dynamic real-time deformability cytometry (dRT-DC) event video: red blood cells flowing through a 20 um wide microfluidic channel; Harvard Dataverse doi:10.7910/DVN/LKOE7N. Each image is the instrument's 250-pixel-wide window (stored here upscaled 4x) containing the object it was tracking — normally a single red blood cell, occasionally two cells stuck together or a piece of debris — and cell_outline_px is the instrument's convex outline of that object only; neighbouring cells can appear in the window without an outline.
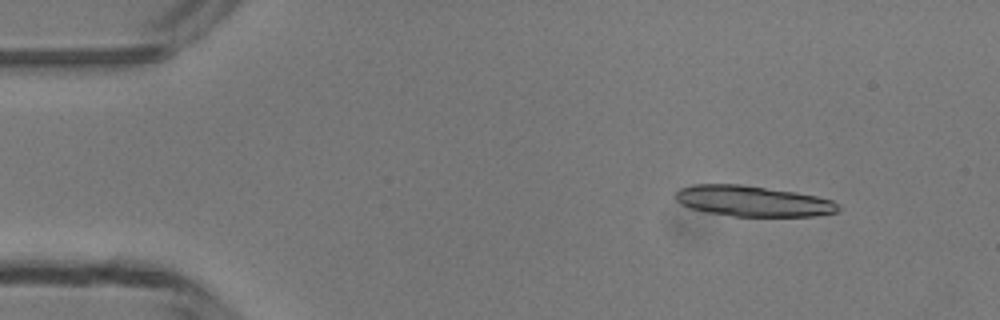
{"species": "common noctule bat (a hibernating species)", "species_latin": "Nyctalus noctula", "temperature_condition": "room temperature", "stored_images_in_passage": 12, "camera_frame_rate_fps": 3000, "um_per_image_px": 0.085, "animal": {"sex": "male", "body_mass_g": 13.3}, "frame": {"image": 1, "passage_image": 6, "time_ms": 1.667, "image_size_px": [1000, 320], "cell_outline_px": [[840, 208], [836, 212], [816, 216], [732, 216], [708, 212], [688, 208], [680, 204], [676, 200], [676, 192], [680, 188], [692, 184], [740, 184], [796, 192], [816, 196], [832, 200], [840, 204]], "centroid_in_image_um": [63.98, 17.09], "position_along_channel_um": 21.0, "area_um2": 29.19}}